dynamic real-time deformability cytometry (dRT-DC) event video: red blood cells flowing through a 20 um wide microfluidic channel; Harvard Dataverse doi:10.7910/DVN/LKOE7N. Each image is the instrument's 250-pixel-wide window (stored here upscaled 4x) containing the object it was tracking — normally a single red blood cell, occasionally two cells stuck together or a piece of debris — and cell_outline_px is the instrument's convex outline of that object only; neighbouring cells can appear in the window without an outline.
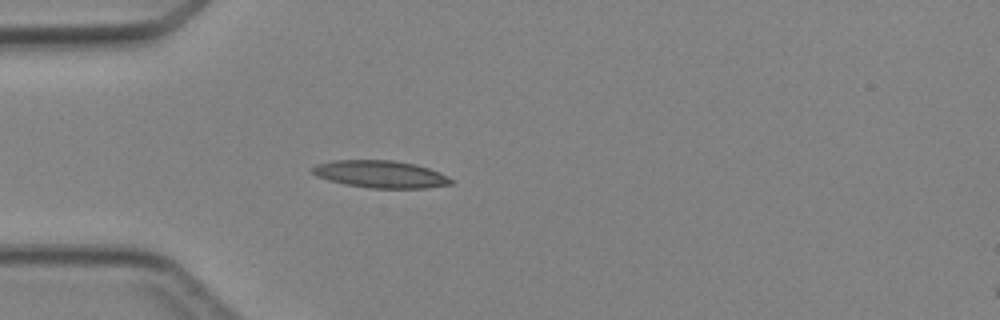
{"species": "Egyptian fruit bat (a non-hibernating species)", "species_latin": "Rousettus aegyptiacus", "temperature_condition": "cold", "stored_images_in_passage": 3, "camera_frame_rate_fps": 3000, "um_per_image_px": 0.085, "animal": {"sex": "female"}, "frame": {"image": 1, "passage_image": 3, "time_ms": 3.333, "image_size_px": [1000, 320], "cell_outline_px": [[452, 184], [424, 188], [368, 188], [344, 184], [316, 176], [312, 172], [312, 168], [316, 164], [332, 160], [392, 160], [416, 164], [440, 172], [448, 176], [452, 180]], "centroid_in_image_um": [32.34, 14.8], "position_along_channel_um": 52.7, "area_um2": 22.08}}